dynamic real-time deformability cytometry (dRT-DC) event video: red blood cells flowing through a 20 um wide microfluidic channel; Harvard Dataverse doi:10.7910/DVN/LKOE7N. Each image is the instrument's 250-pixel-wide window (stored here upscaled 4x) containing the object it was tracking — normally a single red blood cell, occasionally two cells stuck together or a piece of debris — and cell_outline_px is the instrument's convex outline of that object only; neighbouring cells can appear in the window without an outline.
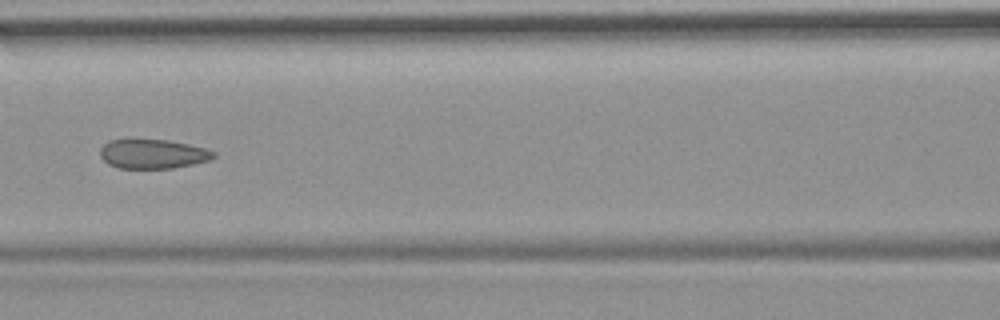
{"species": "common noctule bat (a hibernating species)", "species_latin": "Nyctalus noctula", "temperature_condition": "room temperature", "stored_images_in_passage": 10, "camera_frame_rate_fps": 3000, "um_per_image_px": 0.085, "animal": {"sex": "female", "body_mass_g": 19.9}, "frame": {"image": 1, "passage_image": 7, "time_ms": 8.0, "image_size_px": [1000, 320], "cell_outline_px": [[216, 156], [208, 160], [192, 164], [172, 168], [120, 168], [108, 164], [100, 156], [100, 148], [108, 140], [168, 140], [188, 144], [204, 148], [216, 152]], "centroid_in_image_um": [12.98, 13.08], "position_along_channel_um": 153.6, "area_um2": 19.19}}